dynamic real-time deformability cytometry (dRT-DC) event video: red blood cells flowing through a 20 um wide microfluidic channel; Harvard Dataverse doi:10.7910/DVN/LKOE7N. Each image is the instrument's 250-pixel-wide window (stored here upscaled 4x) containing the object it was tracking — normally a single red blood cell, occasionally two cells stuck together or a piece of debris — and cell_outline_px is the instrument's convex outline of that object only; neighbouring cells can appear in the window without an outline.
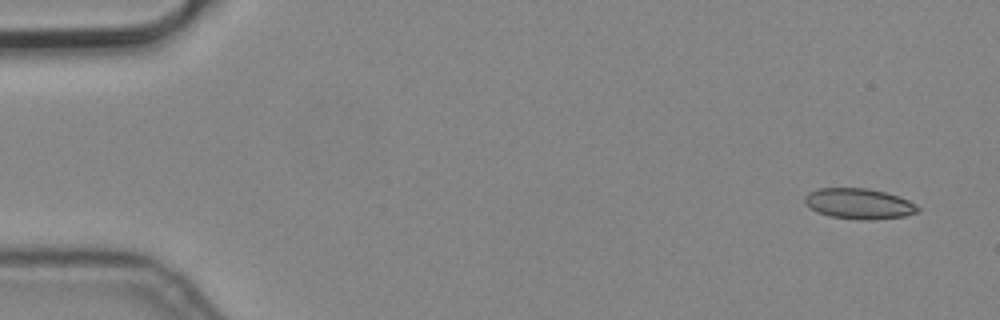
{"species": "common noctule bat (a hibernating species)", "species_latin": "Nyctalus noctula", "temperature_condition": "cold", "stored_images_in_passage": 6, "camera_frame_rate_fps": 3000, "um_per_image_px": 0.085, "animal": {"sex": "male", "body_mass_g": 19.2, "forearm_length_mm": 51.8}, "frame": {"image": 1, "passage_image": 1, "time_ms": 0.0, "image_size_px": [1000, 320], "cell_outline_px": [[920, 212], [904, 216], [872, 220], [860, 220], [832, 216], [820, 212], [804, 204], [804, 196], [808, 192], [820, 188], [868, 188], [884, 192], [908, 200], [916, 204], [920, 208]], "centroid_in_image_um": [73.03, 17.31], "position_along_channel_um": 12.0, "area_um2": 20.06}}
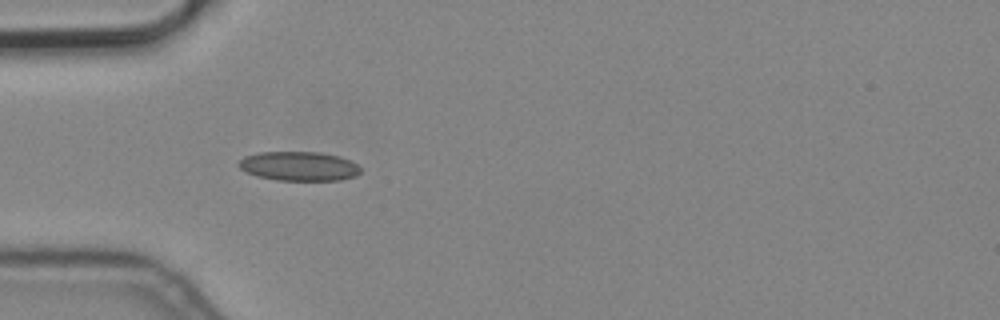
{"frame": {"image": 2, "passage_image": 5, "time_ms": 1.333, "image_size_px": [1000, 320], "cell_outline_px": [[360, 172], [356, 176], [340, 180], [276, 180], [256, 176], [240, 168], [236, 164], [244, 156], [260, 152], [320, 152], [340, 156], [356, 164], [360, 168]], "centroid_in_image_um": [25.39, 14.12], "position_along_channel_um": 59.6, "area_um2": 20.75}}
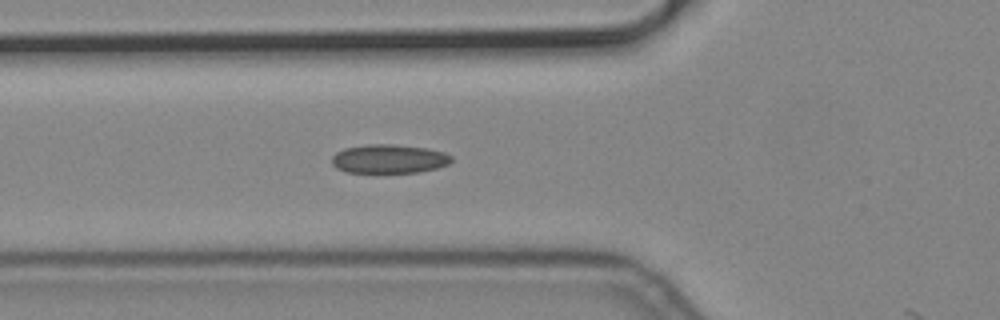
{"frame": {"image": 3, "passage_image": 6, "time_ms": 1.667, "image_size_px": [1000, 320], "cell_outline_px": [[452, 160], [448, 164], [436, 168], [416, 172], [344, 172], [336, 168], [332, 164], [332, 156], [336, 152], [344, 148], [368, 144], [392, 144], [428, 148], [444, 152], [452, 156]], "centroid_in_image_um": [33.05, 13.49], "position_along_channel_um": 92.8, "area_um2": 20.11}}